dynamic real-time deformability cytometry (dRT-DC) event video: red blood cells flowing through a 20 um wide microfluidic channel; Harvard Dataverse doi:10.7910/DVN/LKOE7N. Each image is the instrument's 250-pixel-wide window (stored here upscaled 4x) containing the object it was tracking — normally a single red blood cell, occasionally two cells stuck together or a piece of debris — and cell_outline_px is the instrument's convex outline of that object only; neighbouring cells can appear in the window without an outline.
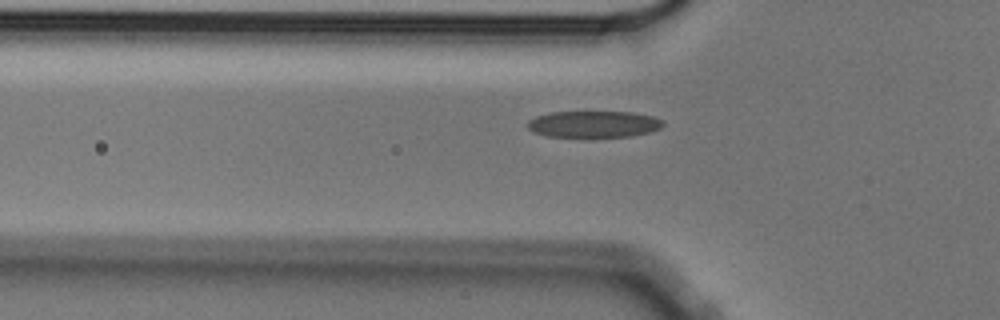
{"species": "Egyptian fruit bat (a non-hibernating species)", "species_latin": "Rousettus aegyptiacus", "temperature_condition": "cold", "stored_images_in_passage": 35, "camera_frame_rate_fps": 3000, "um_per_image_px": 0.085, "animal": {"sex": "male"}, "frame": {"image": 1, "passage_image": 4, "time_ms": 1.0, "image_size_px": [1000, 320], "cell_outline_px": [[664, 124], [660, 128], [648, 132], [632, 136], [548, 136], [536, 132], [528, 128], [528, 120], [536, 116], [552, 112], [632, 112], [652, 116], [664, 120]], "centroid_in_image_um": [50.49, 10.54], "position_along_channel_um": 75.3, "area_um2": 20.63}}
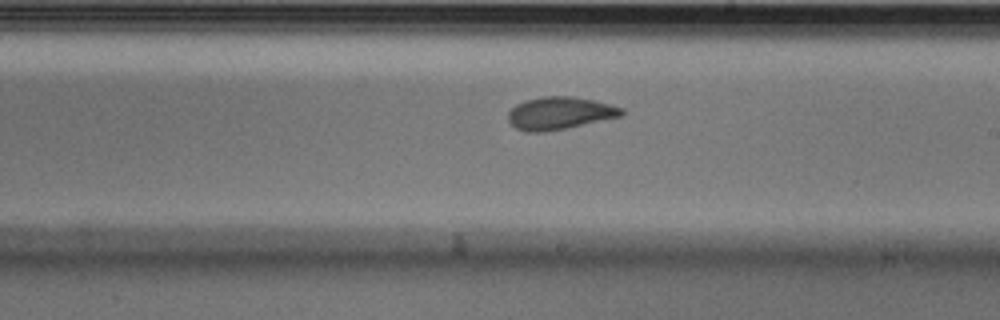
{"frame": {"image": 2, "passage_image": 18, "time_ms": 5.667, "image_size_px": [1000, 320], "cell_outline_px": [[624, 116], [568, 128], [544, 132], [528, 132], [516, 128], [508, 120], [508, 112], [516, 104], [524, 100], [544, 96], [572, 96], [612, 104], [624, 108]], "centroid_in_image_um": [47.61, 9.62], "position_along_channel_um": 241.4, "area_um2": 21.79}}
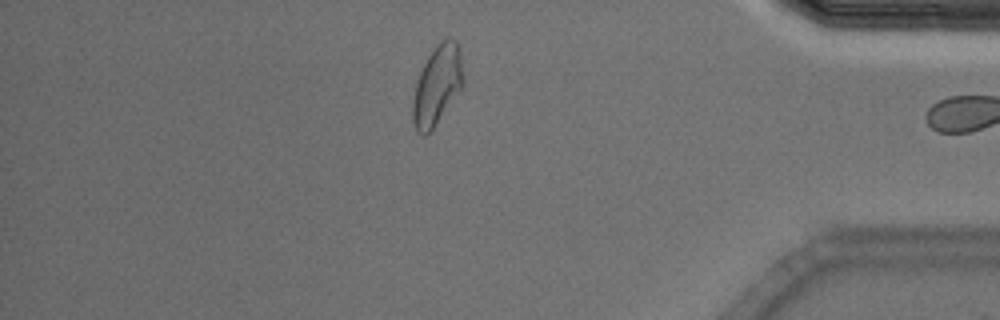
{"frame": {"image": 3, "passage_image": 34, "time_ms": 11.0, "image_size_px": [1000, 320], "cell_outline_px": [[464, 84], [432, 128], [424, 136], [420, 136], [416, 132], [412, 120], [412, 100], [416, 84], [420, 72], [428, 56], [436, 44], [448, 36], [456, 40], [460, 48]], "centroid_in_image_um": [37.15, 7.21], "position_along_channel_um": 398.1, "area_um2": 23.24}}